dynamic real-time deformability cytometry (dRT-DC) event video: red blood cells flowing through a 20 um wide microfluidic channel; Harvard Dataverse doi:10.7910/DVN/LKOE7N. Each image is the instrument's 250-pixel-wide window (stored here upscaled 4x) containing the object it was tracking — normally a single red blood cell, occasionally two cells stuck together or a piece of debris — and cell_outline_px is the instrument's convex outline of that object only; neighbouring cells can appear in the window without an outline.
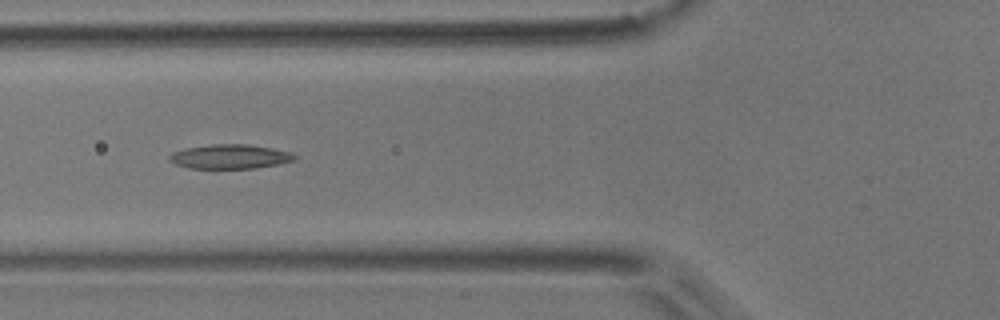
{"species": "common noctule bat (a hibernating species)", "species_latin": "Nyctalus noctula", "temperature_condition": "room temperature", "stored_images_in_passage": 6, "camera_frame_rate_fps": 3000, "um_per_image_px": 0.085, "animal": {"sex": "male", "body_mass_g": 17.9}, "frame": {"image": 1, "passage_image": 6, "time_ms": 1.667, "image_size_px": [1000, 320], "cell_outline_px": [[296, 160], [280, 164], [256, 168], [188, 168], [176, 164], [168, 160], [168, 156], [172, 152], [184, 148], [212, 144], [248, 144], [272, 148], [292, 152], [296, 156]], "centroid_in_image_um": [19.56, 13.31], "position_along_channel_um": 106.2, "area_um2": 17.92}}